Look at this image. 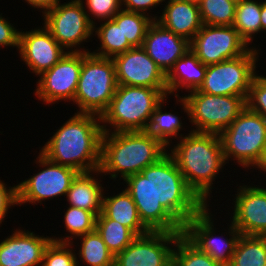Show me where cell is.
<instances>
[{
	"instance_id": "39",
	"label": "cell",
	"mask_w": 266,
	"mask_h": 266,
	"mask_svg": "<svg viewBox=\"0 0 266 266\" xmlns=\"http://www.w3.org/2000/svg\"><path fill=\"white\" fill-rule=\"evenodd\" d=\"M13 205L18 206L17 185L8 187L0 180V224L4 222L9 208Z\"/></svg>"
},
{
	"instance_id": "14",
	"label": "cell",
	"mask_w": 266,
	"mask_h": 266,
	"mask_svg": "<svg viewBox=\"0 0 266 266\" xmlns=\"http://www.w3.org/2000/svg\"><path fill=\"white\" fill-rule=\"evenodd\" d=\"M182 234L150 231L137 236L115 256L114 266H172L174 246Z\"/></svg>"
},
{
	"instance_id": "30",
	"label": "cell",
	"mask_w": 266,
	"mask_h": 266,
	"mask_svg": "<svg viewBox=\"0 0 266 266\" xmlns=\"http://www.w3.org/2000/svg\"><path fill=\"white\" fill-rule=\"evenodd\" d=\"M79 239L82 243L76 248L80 246L77 253L80 262L87 266H114L115 257L96 230L79 236Z\"/></svg>"
},
{
	"instance_id": "22",
	"label": "cell",
	"mask_w": 266,
	"mask_h": 266,
	"mask_svg": "<svg viewBox=\"0 0 266 266\" xmlns=\"http://www.w3.org/2000/svg\"><path fill=\"white\" fill-rule=\"evenodd\" d=\"M96 173V174H95ZM99 169L89 172H79L66 193L69 206L91 211L98 216L103 209L104 188L99 178ZM98 180V181H97Z\"/></svg>"
},
{
	"instance_id": "44",
	"label": "cell",
	"mask_w": 266,
	"mask_h": 266,
	"mask_svg": "<svg viewBox=\"0 0 266 266\" xmlns=\"http://www.w3.org/2000/svg\"><path fill=\"white\" fill-rule=\"evenodd\" d=\"M181 1H186V2H189V3H194V4L199 5L202 0H181Z\"/></svg>"
},
{
	"instance_id": "35",
	"label": "cell",
	"mask_w": 266,
	"mask_h": 266,
	"mask_svg": "<svg viewBox=\"0 0 266 266\" xmlns=\"http://www.w3.org/2000/svg\"><path fill=\"white\" fill-rule=\"evenodd\" d=\"M71 247V248H70ZM73 243L51 241L45 248L42 266H80Z\"/></svg>"
},
{
	"instance_id": "10",
	"label": "cell",
	"mask_w": 266,
	"mask_h": 266,
	"mask_svg": "<svg viewBox=\"0 0 266 266\" xmlns=\"http://www.w3.org/2000/svg\"><path fill=\"white\" fill-rule=\"evenodd\" d=\"M85 11L80 0H71L63 4L59 1L42 14L44 27L67 52H90L88 49L80 48L81 44L88 42V38H92L93 35V25Z\"/></svg>"
},
{
	"instance_id": "26",
	"label": "cell",
	"mask_w": 266,
	"mask_h": 266,
	"mask_svg": "<svg viewBox=\"0 0 266 266\" xmlns=\"http://www.w3.org/2000/svg\"><path fill=\"white\" fill-rule=\"evenodd\" d=\"M167 98L169 97L166 96L155 108L145 130L158 139L166 148L168 146L170 147V141L172 144L171 138H178V140H180L183 137L182 134H179V132L183 129L181 118L170 111H162V107H164V103H166Z\"/></svg>"
},
{
	"instance_id": "41",
	"label": "cell",
	"mask_w": 266,
	"mask_h": 266,
	"mask_svg": "<svg viewBox=\"0 0 266 266\" xmlns=\"http://www.w3.org/2000/svg\"><path fill=\"white\" fill-rule=\"evenodd\" d=\"M30 6L41 9L42 14L49 11L55 4H57L60 0H24Z\"/></svg>"
},
{
	"instance_id": "24",
	"label": "cell",
	"mask_w": 266,
	"mask_h": 266,
	"mask_svg": "<svg viewBox=\"0 0 266 266\" xmlns=\"http://www.w3.org/2000/svg\"><path fill=\"white\" fill-rule=\"evenodd\" d=\"M102 212L109 219L128 227L136 236L150 232L140 220L133 198L126 189L115 196H104Z\"/></svg>"
},
{
	"instance_id": "40",
	"label": "cell",
	"mask_w": 266,
	"mask_h": 266,
	"mask_svg": "<svg viewBox=\"0 0 266 266\" xmlns=\"http://www.w3.org/2000/svg\"><path fill=\"white\" fill-rule=\"evenodd\" d=\"M162 2L163 0H121V5H124L122 6L123 10L143 13L150 16V8L153 10L154 7L156 8V6H159Z\"/></svg>"
},
{
	"instance_id": "12",
	"label": "cell",
	"mask_w": 266,
	"mask_h": 266,
	"mask_svg": "<svg viewBox=\"0 0 266 266\" xmlns=\"http://www.w3.org/2000/svg\"><path fill=\"white\" fill-rule=\"evenodd\" d=\"M208 206L209 204L187 221L183 226V235L217 263L229 265L241 233L231 222L227 231L229 239L224 238L222 234V238L219 235L215 236L214 217H212Z\"/></svg>"
},
{
	"instance_id": "5",
	"label": "cell",
	"mask_w": 266,
	"mask_h": 266,
	"mask_svg": "<svg viewBox=\"0 0 266 266\" xmlns=\"http://www.w3.org/2000/svg\"><path fill=\"white\" fill-rule=\"evenodd\" d=\"M166 96H170L168 91L118 85L108 108L100 117L103 132L145 131L153 111Z\"/></svg>"
},
{
	"instance_id": "3",
	"label": "cell",
	"mask_w": 266,
	"mask_h": 266,
	"mask_svg": "<svg viewBox=\"0 0 266 266\" xmlns=\"http://www.w3.org/2000/svg\"><path fill=\"white\" fill-rule=\"evenodd\" d=\"M183 136L168 152L187 185L207 205L213 182L226 165L219 134L192 132ZM170 152V153H169Z\"/></svg>"
},
{
	"instance_id": "7",
	"label": "cell",
	"mask_w": 266,
	"mask_h": 266,
	"mask_svg": "<svg viewBox=\"0 0 266 266\" xmlns=\"http://www.w3.org/2000/svg\"><path fill=\"white\" fill-rule=\"evenodd\" d=\"M117 86L112 58L82 52V67L73 101L79 108L77 113L101 117L108 108Z\"/></svg>"
},
{
	"instance_id": "25",
	"label": "cell",
	"mask_w": 266,
	"mask_h": 266,
	"mask_svg": "<svg viewBox=\"0 0 266 266\" xmlns=\"http://www.w3.org/2000/svg\"><path fill=\"white\" fill-rule=\"evenodd\" d=\"M93 26V35L100 40V48L91 52L93 55L104 58H113L125 51L134 48L127 39H124L122 23H115L112 19L105 20L99 27ZM99 51V52H98Z\"/></svg>"
},
{
	"instance_id": "11",
	"label": "cell",
	"mask_w": 266,
	"mask_h": 266,
	"mask_svg": "<svg viewBox=\"0 0 266 266\" xmlns=\"http://www.w3.org/2000/svg\"><path fill=\"white\" fill-rule=\"evenodd\" d=\"M36 160L39 167L43 169L17 184L18 205L22 206V203L42 204L43 200L63 195L65 197L71 183L79 173L74 168L50 161L41 152Z\"/></svg>"
},
{
	"instance_id": "36",
	"label": "cell",
	"mask_w": 266,
	"mask_h": 266,
	"mask_svg": "<svg viewBox=\"0 0 266 266\" xmlns=\"http://www.w3.org/2000/svg\"><path fill=\"white\" fill-rule=\"evenodd\" d=\"M80 1L83 3V6L86 7H84V9H88L85 12H88L87 17L93 26L96 23V19H98L99 22L100 20L102 22L112 19L122 9L121 0H85L86 3L84 0ZM92 17L95 19H92Z\"/></svg>"
},
{
	"instance_id": "6",
	"label": "cell",
	"mask_w": 266,
	"mask_h": 266,
	"mask_svg": "<svg viewBox=\"0 0 266 266\" xmlns=\"http://www.w3.org/2000/svg\"><path fill=\"white\" fill-rule=\"evenodd\" d=\"M219 137L226 163L233 159L245 169L262 165L266 151V120L262 115L246 106Z\"/></svg>"
},
{
	"instance_id": "43",
	"label": "cell",
	"mask_w": 266,
	"mask_h": 266,
	"mask_svg": "<svg viewBox=\"0 0 266 266\" xmlns=\"http://www.w3.org/2000/svg\"><path fill=\"white\" fill-rule=\"evenodd\" d=\"M259 169H258V171H260V172H261V170H262V172L264 171V173L266 172V151L264 154V159H263L262 165L259 167Z\"/></svg>"
},
{
	"instance_id": "34",
	"label": "cell",
	"mask_w": 266,
	"mask_h": 266,
	"mask_svg": "<svg viewBox=\"0 0 266 266\" xmlns=\"http://www.w3.org/2000/svg\"><path fill=\"white\" fill-rule=\"evenodd\" d=\"M172 266H222L201 252L183 234L177 239L172 255Z\"/></svg>"
},
{
	"instance_id": "33",
	"label": "cell",
	"mask_w": 266,
	"mask_h": 266,
	"mask_svg": "<svg viewBox=\"0 0 266 266\" xmlns=\"http://www.w3.org/2000/svg\"><path fill=\"white\" fill-rule=\"evenodd\" d=\"M237 2L231 0H202L199 11L202 23L213 26H233Z\"/></svg>"
},
{
	"instance_id": "21",
	"label": "cell",
	"mask_w": 266,
	"mask_h": 266,
	"mask_svg": "<svg viewBox=\"0 0 266 266\" xmlns=\"http://www.w3.org/2000/svg\"><path fill=\"white\" fill-rule=\"evenodd\" d=\"M166 3V0H163ZM160 16H154L165 29L191 41L201 29L199 5L181 0H168ZM158 18V19H157Z\"/></svg>"
},
{
	"instance_id": "17",
	"label": "cell",
	"mask_w": 266,
	"mask_h": 266,
	"mask_svg": "<svg viewBox=\"0 0 266 266\" xmlns=\"http://www.w3.org/2000/svg\"><path fill=\"white\" fill-rule=\"evenodd\" d=\"M237 190L230 221L241 235L266 236V188L243 185Z\"/></svg>"
},
{
	"instance_id": "4",
	"label": "cell",
	"mask_w": 266,
	"mask_h": 266,
	"mask_svg": "<svg viewBox=\"0 0 266 266\" xmlns=\"http://www.w3.org/2000/svg\"><path fill=\"white\" fill-rule=\"evenodd\" d=\"M166 150L158 139L146 131L103 132L100 177L107 174L111 175V179L120 177L124 180L156 163L167 153Z\"/></svg>"
},
{
	"instance_id": "1",
	"label": "cell",
	"mask_w": 266,
	"mask_h": 266,
	"mask_svg": "<svg viewBox=\"0 0 266 266\" xmlns=\"http://www.w3.org/2000/svg\"><path fill=\"white\" fill-rule=\"evenodd\" d=\"M124 181L140 220L150 231L183 233L187 221L206 206L187 185L168 152Z\"/></svg>"
},
{
	"instance_id": "18",
	"label": "cell",
	"mask_w": 266,
	"mask_h": 266,
	"mask_svg": "<svg viewBox=\"0 0 266 266\" xmlns=\"http://www.w3.org/2000/svg\"><path fill=\"white\" fill-rule=\"evenodd\" d=\"M38 28V29H37ZM20 31L19 56L32 73L40 76L52 68L66 53L44 27ZM23 31V32H22Z\"/></svg>"
},
{
	"instance_id": "9",
	"label": "cell",
	"mask_w": 266,
	"mask_h": 266,
	"mask_svg": "<svg viewBox=\"0 0 266 266\" xmlns=\"http://www.w3.org/2000/svg\"><path fill=\"white\" fill-rule=\"evenodd\" d=\"M261 49L251 47L244 55L207 65L200 92L221 96H248Z\"/></svg>"
},
{
	"instance_id": "27",
	"label": "cell",
	"mask_w": 266,
	"mask_h": 266,
	"mask_svg": "<svg viewBox=\"0 0 266 266\" xmlns=\"http://www.w3.org/2000/svg\"><path fill=\"white\" fill-rule=\"evenodd\" d=\"M266 265V236L241 235L229 266Z\"/></svg>"
},
{
	"instance_id": "28",
	"label": "cell",
	"mask_w": 266,
	"mask_h": 266,
	"mask_svg": "<svg viewBox=\"0 0 266 266\" xmlns=\"http://www.w3.org/2000/svg\"><path fill=\"white\" fill-rule=\"evenodd\" d=\"M262 2L240 0L237 2L233 26L240 37L247 43H252L256 34L261 32Z\"/></svg>"
},
{
	"instance_id": "23",
	"label": "cell",
	"mask_w": 266,
	"mask_h": 266,
	"mask_svg": "<svg viewBox=\"0 0 266 266\" xmlns=\"http://www.w3.org/2000/svg\"><path fill=\"white\" fill-rule=\"evenodd\" d=\"M207 65L203 64L190 49L179 58L170 71L166 74L168 94L179 96L178 89L191 92L200 88L203 84Z\"/></svg>"
},
{
	"instance_id": "42",
	"label": "cell",
	"mask_w": 266,
	"mask_h": 266,
	"mask_svg": "<svg viewBox=\"0 0 266 266\" xmlns=\"http://www.w3.org/2000/svg\"><path fill=\"white\" fill-rule=\"evenodd\" d=\"M266 30V0L262 2L261 9V32Z\"/></svg>"
},
{
	"instance_id": "37",
	"label": "cell",
	"mask_w": 266,
	"mask_h": 266,
	"mask_svg": "<svg viewBox=\"0 0 266 266\" xmlns=\"http://www.w3.org/2000/svg\"><path fill=\"white\" fill-rule=\"evenodd\" d=\"M247 107L266 120V76L255 73L246 100Z\"/></svg>"
},
{
	"instance_id": "8",
	"label": "cell",
	"mask_w": 266,
	"mask_h": 266,
	"mask_svg": "<svg viewBox=\"0 0 266 266\" xmlns=\"http://www.w3.org/2000/svg\"><path fill=\"white\" fill-rule=\"evenodd\" d=\"M248 96H221L200 92L177 96L182 109L196 128L192 132L220 134L246 108Z\"/></svg>"
},
{
	"instance_id": "15",
	"label": "cell",
	"mask_w": 266,
	"mask_h": 266,
	"mask_svg": "<svg viewBox=\"0 0 266 266\" xmlns=\"http://www.w3.org/2000/svg\"><path fill=\"white\" fill-rule=\"evenodd\" d=\"M82 67V52H66L49 70L42 73L34 95L47 104L74 101Z\"/></svg>"
},
{
	"instance_id": "20",
	"label": "cell",
	"mask_w": 266,
	"mask_h": 266,
	"mask_svg": "<svg viewBox=\"0 0 266 266\" xmlns=\"http://www.w3.org/2000/svg\"><path fill=\"white\" fill-rule=\"evenodd\" d=\"M142 48L167 74L174 63L190 50V41L154 20L147 29Z\"/></svg>"
},
{
	"instance_id": "31",
	"label": "cell",
	"mask_w": 266,
	"mask_h": 266,
	"mask_svg": "<svg viewBox=\"0 0 266 266\" xmlns=\"http://www.w3.org/2000/svg\"><path fill=\"white\" fill-rule=\"evenodd\" d=\"M64 212V228L70 233V236H63V238L52 237V241L73 243L72 239L74 237L76 239L81 235L95 231L97 216L91 211L69 206Z\"/></svg>"
},
{
	"instance_id": "19",
	"label": "cell",
	"mask_w": 266,
	"mask_h": 266,
	"mask_svg": "<svg viewBox=\"0 0 266 266\" xmlns=\"http://www.w3.org/2000/svg\"><path fill=\"white\" fill-rule=\"evenodd\" d=\"M0 242V266H42L45 248L51 237L16 229Z\"/></svg>"
},
{
	"instance_id": "16",
	"label": "cell",
	"mask_w": 266,
	"mask_h": 266,
	"mask_svg": "<svg viewBox=\"0 0 266 266\" xmlns=\"http://www.w3.org/2000/svg\"><path fill=\"white\" fill-rule=\"evenodd\" d=\"M118 85L167 91L166 74L142 47H134L112 58Z\"/></svg>"
},
{
	"instance_id": "13",
	"label": "cell",
	"mask_w": 266,
	"mask_h": 266,
	"mask_svg": "<svg viewBox=\"0 0 266 266\" xmlns=\"http://www.w3.org/2000/svg\"><path fill=\"white\" fill-rule=\"evenodd\" d=\"M251 46L234 26L202 25L190 41V49L205 65L220 63L244 55Z\"/></svg>"
},
{
	"instance_id": "32",
	"label": "cell",
	"mask_w": 266,
	"mask_h": 266,
	"mask_svg": "<svg viewBox=\"0 0 266 266\" xmlns=\"http://www.w3.org/2000/svg\"><path fill=\"white\" fill-rule=\"evenodd\" d=\"M112 20L122 23L124 39L133 47H142L148 27L154 21L153 16L121 9Z\"/></svg>"
},
{
	"instance_id": "29",
	"label": "cell",
	"mask_w": 266,
	"mask_h": 266,
	"mask_svg": "<svg viewBox=\"0 0 266 266\" xmlns=\"http://www.w3.org/2000/svg\"><path fill=\"white\" fill-rule=\"evenodd\" d=\"M95 230L114 257L137 237L128 227L109 219L103 212L97 216Z\"/></svg>"
},
{
	"instance_id": "2",
	"label": "cell",
	"mask_w": 266,
	"mask_h": 266,
	"mask_svg": "<svg viewBox=\"0 0 266 266\" xmlns=\"http://www.w3.org/2000/svg\"><path fill=\"white\" fill-rule=\"evenodd\" d=\"M100 116L74 113L39 150L50 161L78 172L98 170L103 129Z\"/></svg>"
},
{
	"instance_id": "38",
	"label": "cell",
	"mask_w": 266,
	"mask_h": 266,
	"mask_svg": "<svg viewBox=\"0 0 266 266\" xmlns=\"http://www.w3.org/2000/svg\"><path fill=\"white\" fill-rule=\"evenodd\" d=\"M20 31L0 14V47H15L19 49Z\"/></svg>"
}]
</instances>
